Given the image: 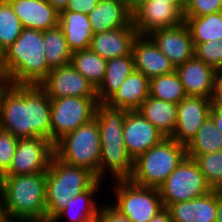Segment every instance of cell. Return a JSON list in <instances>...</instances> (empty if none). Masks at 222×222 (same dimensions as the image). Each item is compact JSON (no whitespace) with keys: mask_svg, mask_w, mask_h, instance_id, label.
I'll return each instance as SVG.
<instances>
[{"mask_svg":"<svg viewBox=\"0 0 222 222\" xmlns=\"http://www.w3.org/2000/svg\"><path fill=\"white\" fill-rule=\"evenodd\" d=\"M51 99L39 85L7 84L0 95L3 131L18 139L43 137L51 141Z\"/></svg>","mask_w":222,"mask_h":222,"instance_id":"6da1fadb","label":"cell"},{"mask_svg":"<svg viewBox=\"0 0 222 222\" xmlns=\"http://www.w3.org/2000/svg\"><path fill=\"white\" fill-rule=\"evenodd\" d=\"M44 50L43 31L23 28L21 35L2 54L8 84L39 85L52 70Z\"/></svg>","mask_w":222,"mask_h":222,"instance_id":"7a4b0ae2","label":"cell"},{"mask_svg":"<svg viewBox=\"0 0 222 222\" xmlns=\"http://www.w3.org/2000/svg\"><path fill=\"white\" fill-rule=\"evenodd\" d=\"M127 110L108 107L98 103L95 118L100 131V164L99 179L102 180L110 171L115 180L128 179L133 170V159L130 157L124 142L123 125Z\"/></svg>","mask_w":222,"mask_h":222,"instance_id":"3957f363","label":"cell"},{"mask_svg":"<svg viewBox=\"0 0 222 222\" xmlns=\"http://www.w3.org/2000/svg\"><path fill=\"white\" fill-rule=\"evenodd\" d=\"M46 173L2 176L0 193L10 220L47 222Z\"/></svg>","mask_w":222,"mask_h":222,"instance_id":"277c9868","label":"cell"},{"mask_svg":"<svg viewBox=\"0 0 222 222\" xmlns=\"http://www.w3.org/2000/svg\"><path fill=\"white\" fill-rule=\"evenodd\" d=\"M96 176L87 168L69 165L53 155L46 172V212L50 222L69 200L87 190Z\"/></svg>","mask_w":222,"mask_h":222,"instance_id":"5b68a950","label":"cell"},{"mask_svg":"<svg viewBox=\"0 0 222 222\" xmlns=\"http://www.w3.org/2000/svg\"><path fill=\"white\" fill-rule=\"evenodd\" d=\"M186 156L185 145L164 138L133 161L128 179L140 186L159 188Z\"/></svg>","mask_w":222,"mask_h":222,"instance_id":"8992f818","label":"cell"},{"mask_svg":"<svg viewBox=\"0 0 222 222\" xmlns=\"http://www.w3.org/2000/svg\"><path fill=\"white\" fill-rule=\"evenodd\" d=\"M100 131L96 118L82 124L54 144V155L61 161L87 168L99 179Z\"/></svg>","mask_w":222,"mask_h":222,"instance_id":"52a82bcc","label":"cell"},{"mask_svg":"<svg viewBox=\"0 0 222 222\" xmlns=\"http://www.w3.org/2000/svg\"><path fill=\"white\" fill-rule=\"evenodd\" d=\"M113 183L116 201L111 205L132 222H148L165 208L158 188L140 186L129 179Z\"/></svg>","mask_w":222,"mask_h":222,"instance_id":"ba28073f","label":"cell"},{"mask_svg":"<svg viewBox=\"0 0 222 222\" xmlns=\"http://www.w3.org/2000/svg\"><path fill=\"white\" fill-rule=\"evenodd\" d=\"M164 207L208 194L212 191L193 158L186 156L158 188Z\"/></svg>","mask_w":222,"mask_h":222,"instance_id":"9c48e42d","label":"cell"},{"mask_svg":"<svg viewBox=\"0 0 222 222\" xmlns=\"http://www.w3.org/2000/svg\"><path fill=\"white\" fill-rule=\"evenodd\" d=\"M97 97H61L51 99V142L55 144L66 134L95 118Z\"/></svg>","mask_w":222,"mask_h":222,"instance_id":"30bf717a","label":"cell"},{"mask_svg":"<svg viewBox=\"0 0 222 222\" xmlns=\"http://www.w3.org/2000/svg\"><path fill=\"white\" fill-rule=\"evenodd\" d=\"M54 155V144L43 137L21 138L9 170L3 176L46 173Z\"/></svg>","mask_w":222,"mask_h":222,"instance_id":"8fae6325","label":"cell"},{"mask_svg":"<svg viewBox=\"0 0 222 222\" xmlns=\"http://www.w3.org/2000/svg\"><path fill=\"white\" fill-rule=\"evenodd\" d=\"M184 22L183 14L171 3L137 0L132 10V23L138 35L154 30L174 27Z\"/></svg>","mask_w":222,"mask_h":222,"instance_id":"7c38bea8","label":"cell"},{"mask_svg":"<svg viewBox=\"0 0 222 222\" xmlns=\"http://www.w3.org/2000/svg\"><path fill=\"white\" fill-rule=\"evenodd\" d=\"M50 99L61 97H97L96 89L71 63L53 68L39 84Z\"/></svg>","mask_w":222,"mask_h":222,"instance_id":"4fadbf2b","label":"cell"},{"mask_svg":"<svg viewBox=\"0 0 222 222\" xmlns=\"http://www.w3.org/2000/svg\"><path fill=\"white\" fill-rule=\"evenodd\" d=\"M176 68L194 57V44L185 22L152 31L147 35Z\"/></svg>","mask_w":222,"mask_h":222,"instance_id":"5bb4252c","label":"cell"},{"mask_svg":"<svg viewBox=\"0 0 222 222\" xmlns=\"http://www.w3.org/2000/svg\"><path fill=\"white\" fill-rule=\"evenodd\" d=\"M211 99L186 96L178 104L177 123L171 139L187 146L210 116Z\"/></svg>","mask_w":222,"mask_h":222,"instance_id":"9a60e30c","label":"cell"},{"mask_svg":"<svg viewBox=\"0 0 222 222\" xmlns=\"http://www.w3.org/2000/svg\"><path fill=\"white\" fill-rule=\"evenodd\" d=\"M123 136L126 149L133 160L166 138L138 110L127 111Z\"/></svg>","mask_w":222,"mask_h":222,"instance_id":"2e32d148","label":"cell"},{"mask_svg":"<svg viewBox=\"0 0 222 222\" xmlns=\"http://www.w3.org/2000/svg\"><path fill=\"white\" fill-rule=\"evenodd\" d=\"M135 71L149 80L175 70L170 60L156 47L147 35H137L132 45Z\"/></svg>","mask_w":222,"mask_h":222,"instance_id":"e0dca14e","label":"cell"},{"mask_svg":"<svg viewBox=\"0 0 222 222\" xmlns=\"http://www.w3.org/2000/svg\"><path fill=\"white\" fill-rule=\"evenodd\" d=\"M187 96L212 98L217 71L195 56L175 68Z\"/></svg>","mask_w":222,"mask_h":222,"instance_id":"ac0fdd59","label":"cell"},{"mask_svg":"<svg viewBox=\"0 0 222 222\" xmlns=\"http://www.w3.org/2000/svg\"><path fill=\"white\" fill-rule=\"evenodd\" d=\"M24 28L46 31L58 26L59 12L46 0H7Z\"/></svg>","mask_w":222,"mask_h":222,"instance_id":"d6986e66","label":"cell"},{"mask_svg":"<svg viewBox=\"0 0 222 222\" xmlns=\"http://www.w3.org/2000/svg\"><path fill=\"white\" fill-rule=\"evenodd\" d=\"M88 19L93 34L122 27H134L132 10L124 3L116 0H100L88 14Z\"/></svg>","mask_w":222,"mask_h":222,"instance_id":"ffe728a7","label":"cell"},{"mask_svg":"<svg viewBox=\"0 0 222 222\" xmlns=\"http://www.w3.org/2000/svg\"><path fill=\"white\" fill-rule=\"evenodd\" d=\"M167 209L172 222H215L217 190L198 198L170 204Z\"/></svg>","mask_w":222,"mask_h":222,"instance_id":"44dd1931","label":"cell"},{"mask_svg":"<svg viewBox=\"0 0 222 222\" xmlns=\"http://www.w3.org/2000/svg\"><path fill=\"white\" fill-rule=\"evenodd\" d=\"M134 27H122L94 34L90 49L104 59L122 57L132 52L137 37Z\"/></svg>","mask_w":222,"mask_h":222,"instance_id":"7402d4cb","label":"cell"},{"mask_svg":"<svg viewBox=\"0 0 222 222\" xmlns=\"http://www.w3.org/2000/svg\"><path fill=\"white\" fill-rule=\"evenodd\" d=\"M150 80L141 72L129 75L118 91L113 93L104 103L111 108L127 111L138 110L149 96Z\"/></svg>","mask_w":222,"mask_h":222,"instance_id":"603a6c76","label":"cell"},{"mask_svg":"<svg viewBox=\"0 0 222 222\" xmlns=\"http://www.w3.org/2000/svg\"><path fill=\"white\" fill-rule=\"evenodd\" d=\"M102 180L97 179L87 190L73 197L50 222H97L99 208L96 202L97 194ZM95 195V196H94ZM60 220V221H59Z\"/></svg>","mask_w":222,"mask_h":222,"instance_id":"cb8c5ba5","label":"cell"},{"mask_svg":"<svg viewBox=\"0 0 222 222\" xmlns=\"http://www.w3.org/2000/svg\"><path fill=\"white\" fill-rule=\"evenodd\" d=\"M58 26L62 29L68 47L72 52L90 48L94 34L87 14L61 11Z\"/></svg>","mask_w":222,"mask_h":222,"instance_id":"d4e9b609","label":"cell"},{"mask_svg":"<svg viewBox=\"0 0 222 222\" xmlns=\"http://www.w3.org/2000/svg\"><path fill=\"white\" fill-rule=\"evenodd\" d=\"M166 138H170L177 123L178 104L148 96L138 109Z\"/></svg>","mask_w":222,"mask_h":222,"instance_id":"484cf974","label":"cell"},{"mask_svg":"<svg viewBox=\"0 0 222 222\" xmlns=\"http://www.w3.org/2000/svg\"><path fill=\"white\" fill-rule=\"evenodd\" d=\"M133 72H135V66L132 53L108 59L104 80L96 89L98 102L104 103L119 90L124 80Z\"/></svg>","mask_w":222,"mask_h":222,"instance_id":"4316f807","label":"cell"},{"mask_svg":"<svg viewBox=\"0 0 222 222\" xmlns=\"http://www.w3.org/2000/svg\"><path fill=\"white\" fill-rule=\"evenodd\" d=\"M70 63L95 89L103 82L107 60L90 48L72 52Z\"/></svg>","mask_w":222,"mask_h":222,"instance_id":"83f0119b","label":"cell"},{"mask_svg":"<svg viewBox=\"0 0 222 222\" xmlns=\"http://www.w3.org/2000/svg\"><path fill=\"white\" fill-rule=\"evenodd\" d=\"M188 26L194 47L210 40L222 38V11L198 17H183Z\"/></svg>","mask_w":222,"mask_h":222,"instance_id":"f1b7e54d","label":"cell"},{"mask_svg":"<svg viewBox=\"0 0 222 222\" xmlns=\"http://www.w3.org/2000/svg\"><path fill=\"white\" fill-rule=\"evenodd\" d=\"M186 151L187 155H204L222 151V133L210 116L186 146Z\"/></svg>","mask_w":222,"mask_h":222,"instance_id":"f546056e","label":"cell"},{"mask_svg":"<svg viewBox=\"0 0 222 222\" xmlns=\"http://www.w3.org/2000/svg\"><path fill=\"white\" fill-rule=\"evenodd\" d=\"M45 58L53 69L71 62L72 51L69 49L62 29L56 26L43 31Z\"/></svg>","mask_w":222,"mask_h":222,"instance_id":"4dcf8cb0","label":"cell"},{"mask_svg":"<svg viewBox=\"0 0 222 222\" xmlns=\"http://www.w3.org/2000/svg\"><path fill=\"white\" fill-rule=\"evenodd\" d=\"M149 96L167 102L179 104L186 96L179 75L174 70L169 74L150 79Z\"/></svg>","mask_w":222,"mask_h":222,"instance_id":"1f68e13d","label":"cell"},{"mask_svg":"<svg viewBox=\"0 0 222 222\" xmlns=\"http://www.w3.org/2000/svg\"><path fill=\"white\" fill-rule=\"evenodd\" d=\"M20 19L7 0H0V53L3 54L23 31Z\"/></svg>","mask_w":222,"mask_h":222,"instance_id":"d6a6232c","label":"cell"},{"mask_svg":"<svg viewBox=\"0 0 222 222\" xmlns=\"http://www.w3.org/2000/svg\"><path fill=\"white\" fill-rule=\"evenodd\" d=\"M193 158L212 190H222V151L204 155H187Z\"/></svg>","mask_w":222,"mask_h":222,"instance_id":"836d02e7","label":"cell"},{"mask_svg":"<svg viewBox=\"0 0 222 222\" xmlns=\"http://www.w3.org/2000/svg\"><path fill=\"white\" fill-rule=\"evenodd\" d=\"M194 56L205 64L212 66L216 71L222 68V38L197 44Z\"/></svg>","mask_w":222,"mask_h":222,"instance_id":"e575fe53","label":"cell"},{"mask_svg":"<svg viewBox=\"0 0 222 222\" xmlns=\"http://www.w3.org/2000/svg\"><path fill=\"white\" fill-rule=\"evenodd\" d=\"M19 139L9 132L0 133V178L9 170Z\"/></svg>","mask_w":222,"mask_h":222,"instance_id":"d590c367","label":"cell"},{"mask_svg":"<svg viewBox=\"0 0 222 222\" xmlns=\"http://www.w3.org/2000/svg\"><path fill=\"white\" fill-rule=\"evenodd\" d=\"M222 11V0H186L183 17H198Z\"/></svg>","mask_w":222,"mask_h":222,"instance_id":"8d00e7d4","label":"cell"},{"mask_svg":"<svg viewBox=\"0 0 222 222\" xmlns=\"http://www.w3.org/2000/svg\"><path fill=\"white\" fill-rule=\"evenodd\" d=\"M109 204L111 203L99 208L97 222H132Z\"/></svg>","mask_w":222,"mask_h":222,"instance_id":"74e56055","label":"cell"},{"mask_svg":"<svg viewBox=\"0 0 222 222\" xmlns=\"http://www.w3.org/2000/svg\"><path fill=\"white\" fill-rule=\"evenodd\" d=\"M99 2L100 0H69L63 11H74L88 15Z\"/></svg>","mask_w":222,"mask_h":222,"instance_id":"f35d334b","label":"cell"},{"mask_svg":"<svg viewBox=\"0 0 222 222\" xmlns=\"http://www.w3.org/2000/svg\"><path fill=\"white\" fill-rule=\"evenodd\" d=\"M211 102L214 105H222V68L217 70Z\"/></svg>","mask_w":222,"mask_h":222,"instance_id":"ab89813d","label":"cell"},{"mask_svg":"<svg viewBox=\"0 0 222 222\" xmlns=\"http://www.w3.org/2000/svg\"><path fill=\"white\" fill-rule=\"evenodd\" d=\"M210 117L218 130L222 133V105H211Z\"/></svg>","mask_w":222,"mask_h":222,"instance_id":"60d3db41","label":"cell"},{"mask_svg":"<svg viewBox=\"0 0 222 222\" xmlns=\"http://www.w3.org/2000/svg\"><path fill=\"white\" fill-rule=\"evenodd\" d=\"M148 222H172L171 214L167 208H164Z\"/></svg>","mask_w":222,"mask_h":222,"instance_id":"b9f144b4","label":"cell"},{"mask_svg":"<svg viewBox=\"0 0 222 222\" xmlns=\"http://www.w3.org/2000/svg\"><path fill=\"white\" fill-rule=\"evenodd\" d=\"M155 2L160 3H171L173 4L182 14L184 13L185 6H186V0H154Z\"/></svg>","mask_w":222,"mask_h":222,"instance_id":"7bdbcfd3","label":"cell"},{"mask_svg":"<svg viewBox=\"0 0 222 222\" xmlns=\"http://www.w3.org/2000/svg\"><path fill=\"white\" fill-rule=\"evenodd\" d=\"M215 222H222V190H217V212Z\"/></svg>","mask_w":222,"mask_h":222,"instance_id":"ee69618b","label":"cell"},{"mask_svg":"<svg viewBox=\"0 0 222 222\" xmlns=\"http://www.w3.org/2000/svg\"><path fill=\"white\" fill-rule=\"evenodd\" d=\"M48 3L52 5L59 13L65 10L66 5L69 0H46Z\"/></svg>","mask_w":222,"mask_h":222,"instance_id":"f6af8a7d","label":"cell"},{"mask_svg":"<svg viewBox=\"0 0 222 222\" xmlns=\"http://www.w3.org/2000/svg\"><path fill=\"white\" fill-rule=\"evenodd\" d=\"M10 219L7 214V210L4 206V201L0 193V222H9Z\"/></svg>","mask_w":222,"mask_h":222,"instance_id":"bcb514c9","label":"cell"},{"mask_svg":"<svg viewBox=\"0 0 222 222\" xmlns=\"http://www.w3.org/2000/svg\"><path fill=\"white\" fill-rule=\"evenodd\" d=\"M119 2L124 3L126 6H128L131 10H133L136 6L137 0H116Z\"/></svg>","mask_w":222,"mask_h":222,"instance_id":"7dc6e473","label":"cell"},{"mask_svg":"<svg viewBox=\"0 0 222 222\" xmlns=\"http://www.w3.org/2000/svg\"><path fill=\"white\" fill-rule=\"evenodd\" d=\"M5 79V73L2 67V54L0 53V80Z\"/></svg>","mask_w":222,"mask_h":222,"instance_id":"c3c4849f","label":"cell"},{"mask_svg":"<svg viewBox=\"0 0 222 222\" xmlns=\"http://www.w3.org/2000/svg\"><path fill=\"white\" fill-rule=\"evenodd\" d=\"M8 84V81L6 79H1L0 80V95H1V92L3 90V88Z\"/></svg>","mask_w":222,"mask_h":222,"instance_id":"681fc988","label":"cell"},{"mask_svg":"<svg viewBox=\"0 0 222 222\" xmlns=\"http://www.w3.org/2000/svg\"><path fill=\"white\" fill-rule=\"evenodd\" d=\"M9 222H34V221L10 220Z\"/></svg>","mask_w":222,"mask_h":222,"instance_id":"f907efd6","label":"cell"},{"mask_svg":"<svg viewBox=\"0 0 222 222\" xmlns=\"http://www.w3.org/2000/svg\"><path fill=\"white\" fill-rule=\"evenodd\" d=\"M3 131V128H2V126H1V123H0V133Z\"/></svg>","mask_w":222,"mask_h":222,"instance_id":"816d5d0a","label":"cell"}]
</instances>
